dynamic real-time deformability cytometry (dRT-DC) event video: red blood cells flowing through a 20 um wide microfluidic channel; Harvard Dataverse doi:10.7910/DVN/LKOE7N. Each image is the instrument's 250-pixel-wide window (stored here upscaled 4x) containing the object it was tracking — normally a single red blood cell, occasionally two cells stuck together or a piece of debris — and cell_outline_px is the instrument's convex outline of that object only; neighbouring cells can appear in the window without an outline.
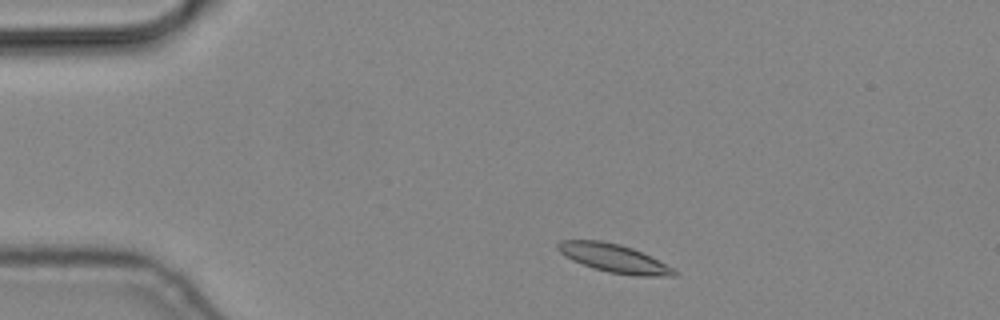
{"species": "common noctule bat (a hibernating species)", "species_latin": "Nyctalus noctula", "temperature_condition": "cold", "stored_images_in_passage": 4, "camera_frame_rate_fps": 3000, "um_per_image_px": 0.085, "animal": {"sex": "male", "body_mass_g": 19.2, "forearm_length_mm": 51.8}, "frame": {"image": 1, "passage_image": 1, "time_ms": 0.0, "image_size_px": [1000, 320], "cell_outline_px": [[680, 272], [676, 276], [632, 276], [608, 272], [592, 268], [572, 260], [560, 252], [556, 248], [556, 244], [560, 240], [600, 240], [620, 244], [632, 248]], "centroid_in_image_um": [52.15, 21.96], "position_along_channel_um": 32.9, "area_um2": 19.13}}
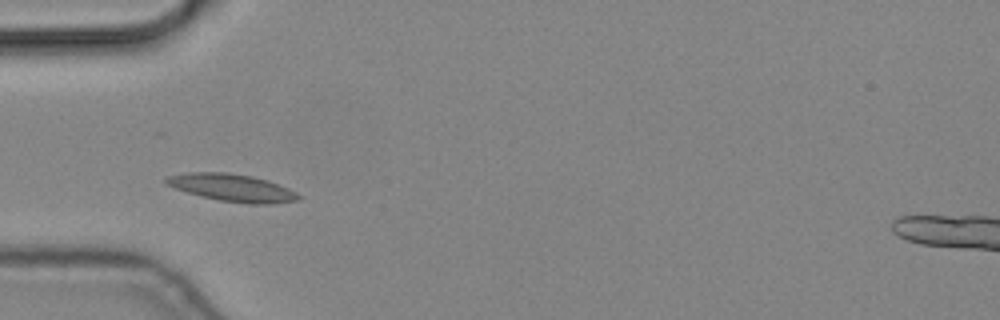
{"frame": {"image": 2, "passage_image": 3, "time_ms": 0.667, "image_size_px": [1000, 320], "cell_outline_px": [[300, 200], [272, 204], [248, 204], [220, 200], [200, 196], [164, 184], [164, 180], [168, 176], [188, 172], [228, 172], [252, 176], [268, 180], [288, 188], [296, 192], [300, 196]], "centroid_in_image_um": [19.75, 15.95], "position_along_channel_um": 65.3, "area_um2": 21.21}}
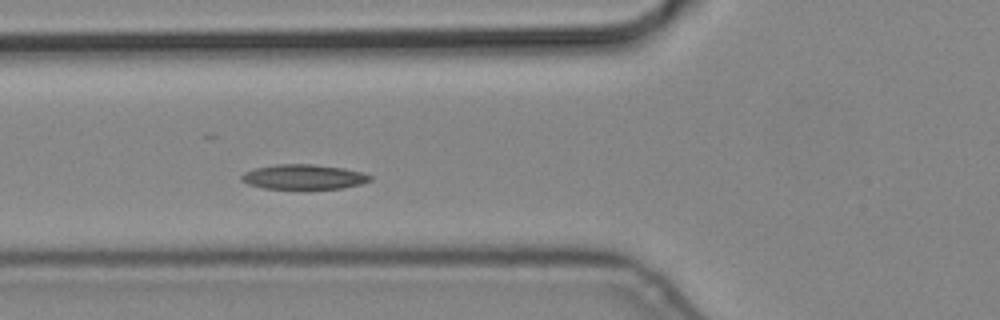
{"frame": {"image": 3, "passage_image": 4, "time_ms": 1.0, "image_size_px": [1000, 320], "cell_outline_px": [[372, 180], [360, 184], [344, 188], [304, 192], [264, 188], [248, 184], [240, 180], [240, 176], [244, 172], [256, 168], [276, 164], [312, 164], [344, 168], [360, 172], [372, 176]], "centroid_in_image_um": [25.8, 15.09], "position_along_channel_um": 100.0, "area_um2": 19.59}}